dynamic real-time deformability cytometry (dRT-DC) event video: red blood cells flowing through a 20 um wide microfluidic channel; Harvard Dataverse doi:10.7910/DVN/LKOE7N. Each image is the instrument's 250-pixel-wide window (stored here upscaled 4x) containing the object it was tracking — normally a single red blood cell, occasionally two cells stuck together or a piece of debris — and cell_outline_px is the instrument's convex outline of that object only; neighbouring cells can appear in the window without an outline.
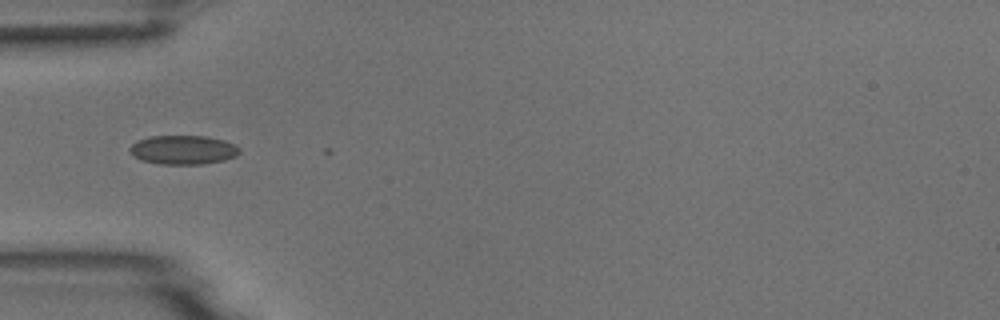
{"species": "common noctule bat (a hibernating species)", "species_latin": "Nyctalus noctula", "temperature_condition": "room temperature", "stored_images_in_passage": 5, "camera_frame_rate_fps": 3000, "um_per_image_px": 0.085, "animal": {"sex": "male", "body_mass_g": 18.8}, "frame": {"image": 1, "passage_image": 1, "time_ms": 0.0, "image_size_px": [1000, 320], "cell_outline_px": [[240, 152], [236, 156], [224, 160], [204, 164], [160, 164], [140, 160], [132, 156], [128, 152], [128, 148], [136, 140], [152, 136], [204, 136], [224, 140], [236, 144], [240, 148]], "centroid_in_image_um": [15.54, 12.74], "position_along_channel_um": 69.5, "area_um2": 18.84}}